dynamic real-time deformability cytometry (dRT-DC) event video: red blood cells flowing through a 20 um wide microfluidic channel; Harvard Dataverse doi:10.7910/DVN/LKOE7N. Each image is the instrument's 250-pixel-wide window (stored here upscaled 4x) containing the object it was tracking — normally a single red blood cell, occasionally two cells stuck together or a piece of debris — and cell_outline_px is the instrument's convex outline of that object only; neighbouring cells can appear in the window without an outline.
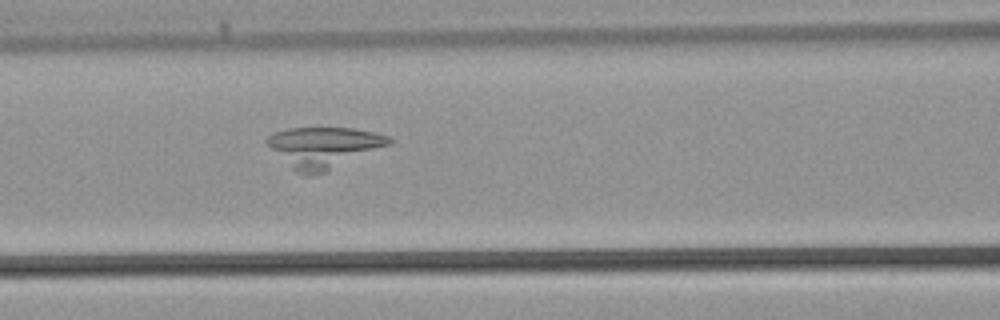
{"species": "common noctule bat (a hibernating species)", "species_latin": "Nyctalus noctula", "temperature_condition": "warm", "stored_images_in_passage": 33, "camera_frame_rate_fps": 3000, "um_per_image_px": 0.085, "animal": {"sex": "male", "body_mass_g": 21.5, "forearm_length_mm": 52.0}, "frame": {"image": 1, "passage_image": 8, "time_ms": 2.333, "image_size_px": [1000, 320], "cell_outline_px": [[396, 140], [392, 144], [324, 172], [312, 176], [304, 176], [296, 172], [264, 140], [268, 136], [276, 132], [288, 128], [352, 128], [372, 132], [388, 136]], "centroid_in_image_um": [27.56, 12.52], "position_along_channel_um": 139.0, "area_um2": 28.67}}
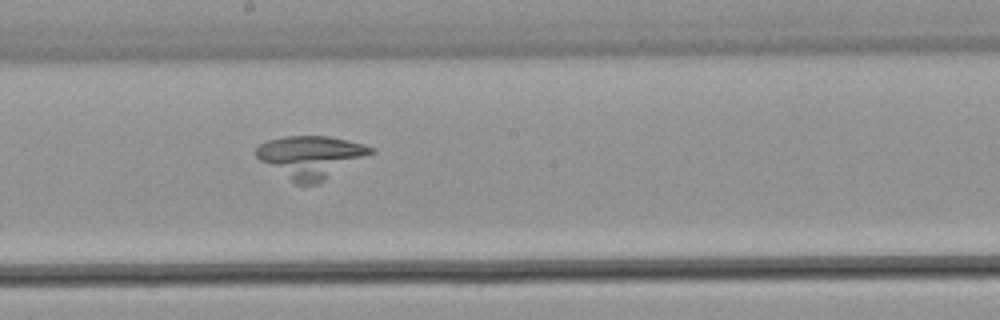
{"frame": {"image": 2, "passage_image": 13, "time_ms": 4.0, "image_size_px": [1000, 320], "cell_outline_px": [[376, 152], [324, 180], [316, 184], [296, 184], [260, 160], [256, 156], [256, 148], [260, 144], [268, 140], [284, 136], [328, 136], [348, 140], [364, 144], [376, 148]], "centroid_in_image_um": [26.46, 13.31], "position_along_channel_um": 221.7, "area_um2": 28.15}}
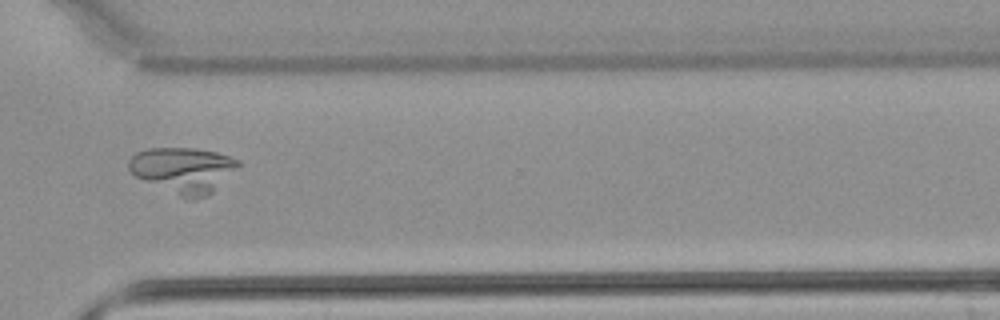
{"frame": {"image": 3, "passage_image": 21, "time_ms": 6.667, "image_size_px": [1000, 320], "cell_outline_px": [[240, 164], [208, 196], [192, 200], [188, 200], [136, 176], [128, 168], [128, 160], [136, 152], [148, 148], [196, 148], [216, 152], [240, 160]], "centroid_in_image_um": [15.56, 14.44], "position_along_channel_um": 355.0, "area_um2": 28.78}}